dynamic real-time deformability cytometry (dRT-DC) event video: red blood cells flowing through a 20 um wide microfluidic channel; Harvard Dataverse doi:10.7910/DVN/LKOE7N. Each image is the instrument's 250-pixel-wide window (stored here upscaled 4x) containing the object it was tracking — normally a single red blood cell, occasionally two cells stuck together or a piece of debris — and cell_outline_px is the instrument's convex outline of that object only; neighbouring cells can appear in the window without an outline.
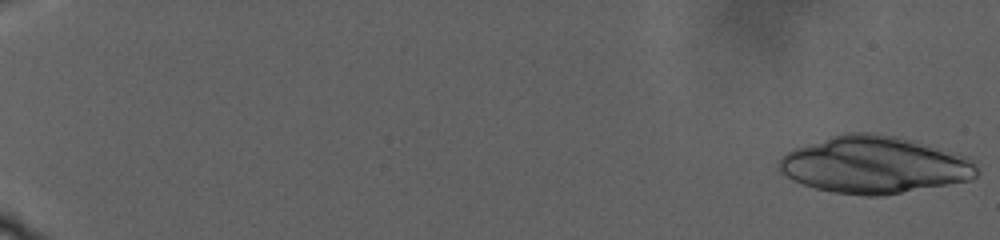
{"species": "human", "species_latin": "Homo sapiens", "temperature_condition": "warm", "stored_images_in_passage": 25, "camera_frame_rate_fps": 3000, "um_per_image_px": 0.085, "donor": {"sex": "male"}, "frame": {"image": 1, "passage_image": 1, "time_ms": 0.0, "image_size_px": [1000, 240], "cell_outline_px": [[980, 172], [972, 180], [880, 196], [864, 196], [836, 192], [816, 188], [792, 180], [780, 172], [776, 168], [780, 160], [788, 152], [796, 148], [832, 136], [848, 132], [872, 132], [896, 136], [912, 140], [956, 152], [968, 156], [976, 160]], "centroid_in_image_um": [74.39, 14.01], "position_along_channel_um": 10.6, "area_um2": 65.95}}
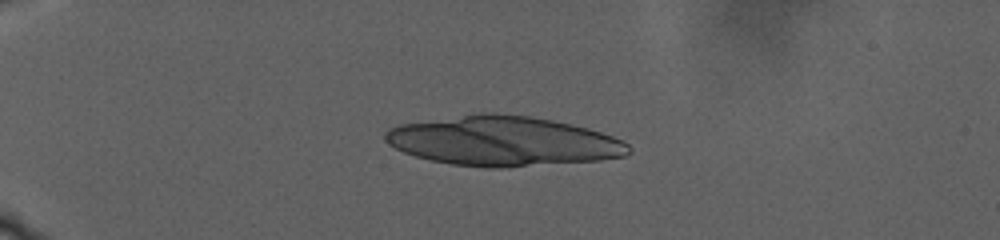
{"frame": {"image": 2, "passage_image": 13, "time_ms": 8.667, "image_size_px": [1000, 240], "cell_outline_px": [[632, 152], [624, 156], [600, 160], [500, 168], [488, 168], [452, 164], [432, 160], [416, 156], [404, 152], [388, 144], [384, 140], [384, 132], [388, 128], [400, 124], [480, 112], [496, 112], [532, 116], [572, 124], [588, 128], [624, 140], [632, 148]], "centroid_in_image_um": [42.77, 11.98], "position_along_channel_um": 42.2, "area_um2": 70.86}}